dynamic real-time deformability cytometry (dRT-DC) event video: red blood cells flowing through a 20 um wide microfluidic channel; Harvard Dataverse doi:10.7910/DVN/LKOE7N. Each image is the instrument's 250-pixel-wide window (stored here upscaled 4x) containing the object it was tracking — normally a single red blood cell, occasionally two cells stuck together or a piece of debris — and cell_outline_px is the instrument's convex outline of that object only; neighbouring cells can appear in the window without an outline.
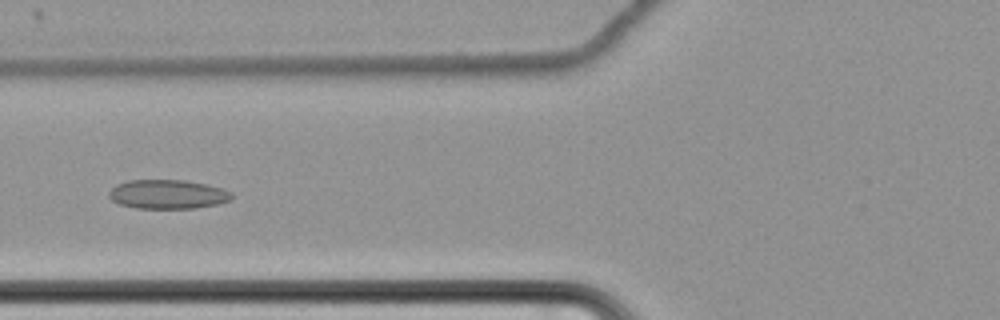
{"species": "common noctule bat (a hibernating species)", "species_latin": "Nyctalus noctula", "temperature_condition": "cold", "stored_images_in_passage": 65, "camera_frame_rate_fps": 3000, "um_per_image_px": 0.085, "animal": {"sex": "female", "body_mass_g": 22.7, "forearm_length_mm": 54.2}, "frame": {"image": 1, "passage_image": 29, "time_ms": 9.333, "image_size_px": [1000, 320], "cell_outline_px": [[232, 200], [216, 204], [196, 208], [136, 208], [120, 204], [112, 200], [108, 196], [108, 192], [116, 184], [128, 180], [184, 180], [224, 188], [232, 192]], "centroid_in_image_um": [14.26, 16.51], "position_along_channel_um": 111.5, "area_um2": 20.87}}
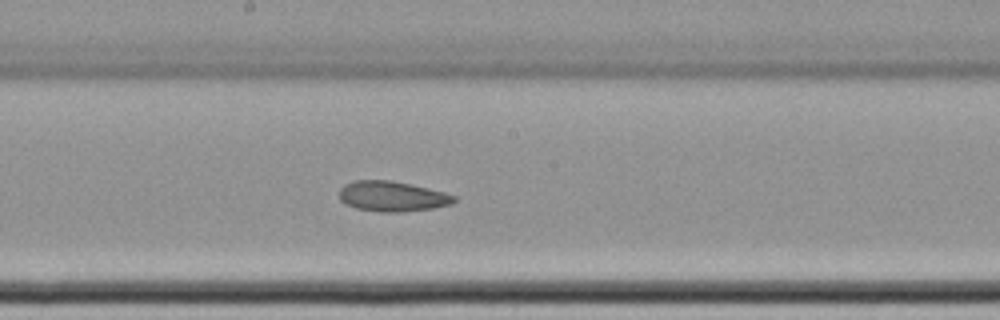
{"frame": {"image": 2, "passage_image": 38, "time_ms": 12.333, "image_size_px": [1000, 320], "cell_outline_px": [[456, 200], [452, 204], [432, 208], [400, 212], [380, 212], [356, 208], [344, 204], [340, 200], [340, 188], [344, 184], [352, 180], [392, 180], [412, 184], [444, 192], [456, 196]], "centroid_in_image_um": [33.32, 16.68], "position_along_channel_um": 214.9, "area_um2": 20.4}}
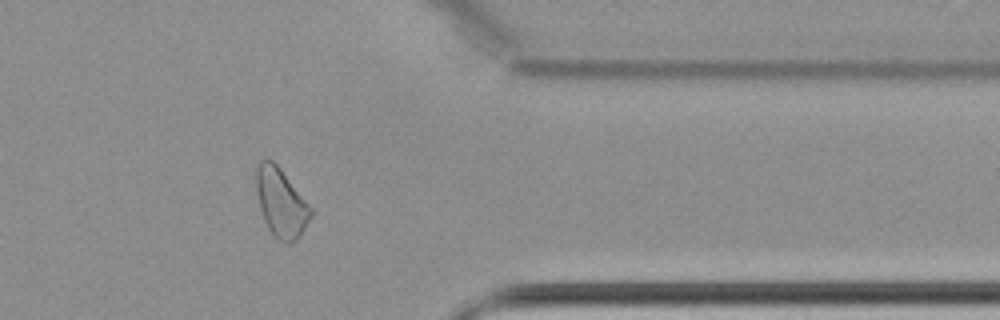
{"frame": {"image": 3, "passage_image": 54, "time_ms": 17.667, "image_size_px": [1000, 320], "cell_outline_px": [[316, 212], [300, 236], [296, 240], [288, 244], [272, 236], [264, 220], [260, 208], [256, 188], [256, 160], [268, 156], [280, 168]], "centroid_in_image_um": [23.9, 17.2], "position_along_channel_um": 387.5, "area_um2": 22.43}, "authors_computed_cell_mechanics": {"area_um2": 22.8888, "velocity_mm_per_s": 3.4442, "shape_relaxation_time_tau1_ms": null, "shape_relaxation_time_tau2_ms": 5.3672, "deformation_change_tau1": null, "deformation_change_tau2": 0.1203}}